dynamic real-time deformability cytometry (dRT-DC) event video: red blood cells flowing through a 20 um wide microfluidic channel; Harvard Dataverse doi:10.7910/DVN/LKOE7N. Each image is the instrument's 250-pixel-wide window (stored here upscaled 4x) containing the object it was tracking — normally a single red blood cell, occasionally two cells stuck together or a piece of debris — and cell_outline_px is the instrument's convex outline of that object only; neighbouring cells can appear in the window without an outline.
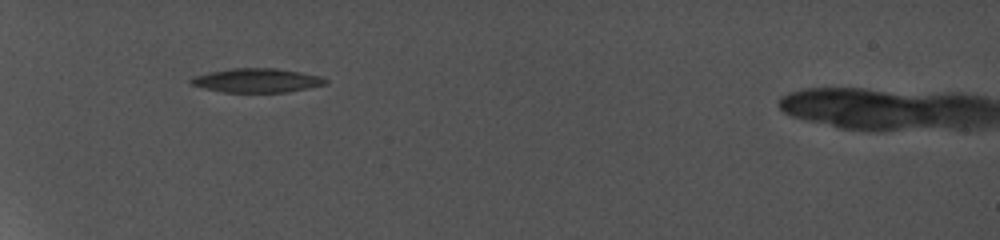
{"species": "common noctule bat (a hibernating species)", "species_latin": "Nyctalus noctula", "temperature_condition": "cold", "stored_images_in_passage": 12, "camera_frame_rate_fps": 5000, "um_per_image_px": 0.085, "animal": {"sex": "female", "body_mass_g": 19.0, "forearm_length_mm": 56.7}, "frame": {"image": 1, "passage_image": 6, "time_ms": 5.2, "image_size_px": [1000, 240], "cell_outline_px": [[328, 84], [284, 92], [224, 92], [192, 84], [188, 80], [192, 76], [208, 72], [232, 68], [276, 68], [300, 72], [320, 76], [328, 80]], "centroid_in_image_um": [21.84, 6.82], "position_along_channel_um": 63.2, "area_um2": 18.67}}